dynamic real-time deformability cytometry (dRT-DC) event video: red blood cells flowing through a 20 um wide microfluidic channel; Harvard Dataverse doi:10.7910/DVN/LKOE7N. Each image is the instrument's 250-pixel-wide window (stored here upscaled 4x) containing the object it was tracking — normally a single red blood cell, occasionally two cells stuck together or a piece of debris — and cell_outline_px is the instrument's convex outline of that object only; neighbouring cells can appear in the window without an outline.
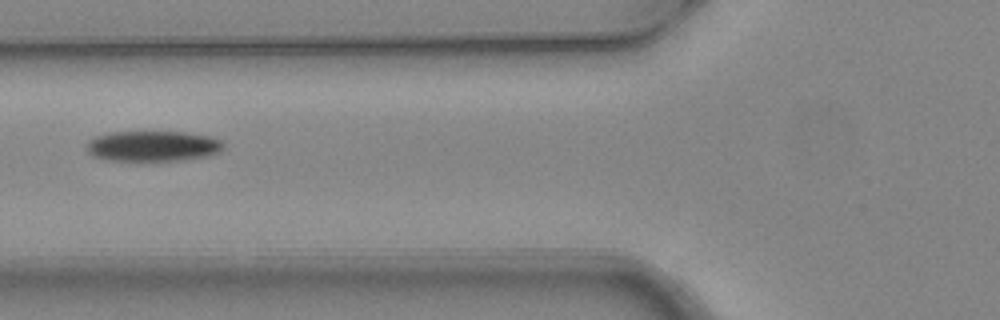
{"species": "common noctule bat (a hibernating species)", "species_latin": "Nyctalus noctula", "temperature_condition": "warm", "stored_images_in_passage": 7, "camera_frame_rate_fps": 3000, "um_per_image_px": 0.085, "animal": {"sex": "female", "body_mass_g": 24.6, "forearm_length_mm": 56.2}, "frame": {"image": 1, "passage_image": 6, "time_ms": 1.667, "image_size_px": [1000, 320], "cell_outline_px": [[224, 148], [220, 152], [208, 156], [184, 160], [136, 164], [104, 160], [92, 156], [84, 148], [88, 140], [96, 136], [108, 132], [184, 132], [208, 136], [224, 140]], "centroid_in_image_um": [12.94, 12.47], "position_along_channel_um": 112.9, "area_um2": 25.78}}
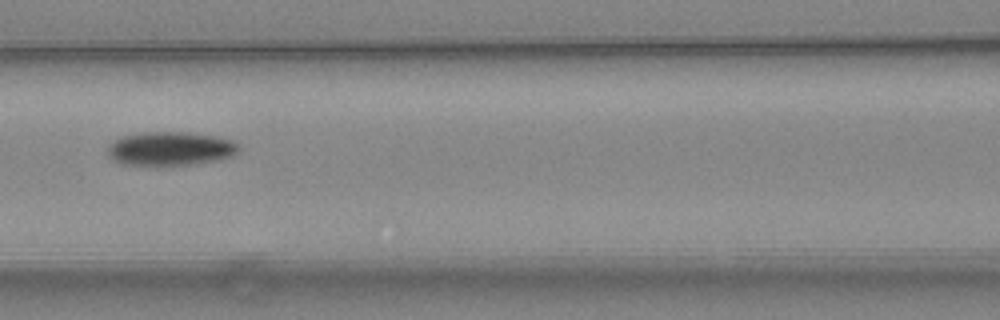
{"frame": {"image": 2, "passage_image": 7, "time_ms": 2.0, "image_size_px": [1000, 320], "cell_outline_px": [[240, 148], [232, 156], [220, 160], [160, 168], [120, 164], [112, 160], [108, 156], [108, 144], [124, 136], [144, 132], [188, 132], [216, 136], [232, 140], [240, 144]], "centroid_in_image_um": [14.46, 12.68], "position_along_channel_um": 152.1, "area_um2": 26.7}}